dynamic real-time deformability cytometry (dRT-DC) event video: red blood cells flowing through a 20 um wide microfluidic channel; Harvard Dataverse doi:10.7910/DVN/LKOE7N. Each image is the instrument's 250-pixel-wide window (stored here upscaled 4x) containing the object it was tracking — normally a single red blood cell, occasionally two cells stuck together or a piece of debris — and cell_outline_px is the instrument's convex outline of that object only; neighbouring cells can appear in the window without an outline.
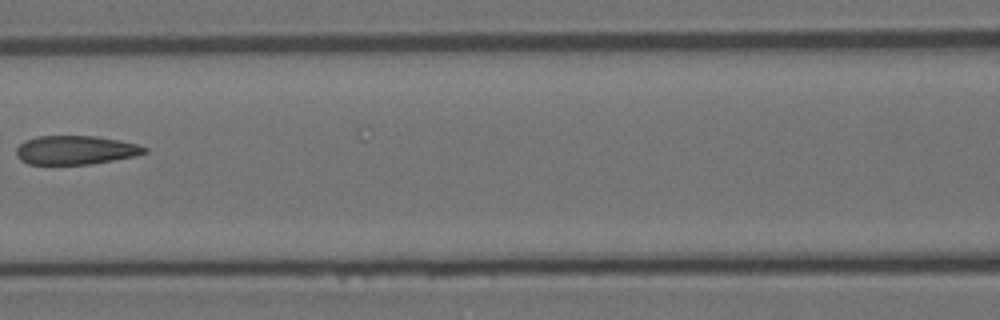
{"species": "Egyptian fruit bat (a non-hibernating species)", "species_latin": "Rousettus aegyptiacus", "temperature_condition": "room temperature", "stored_images_in_passage": 7, "camera_frame_rate_fps": 3000, "um_per_image_px": 0.085, "animal": {"sex": "female"}, "frame": {"image": 1, "passage_image": 7, "time_ms": 2.0, "image_size_px": [1000, 320], "cell_outline_px": [[148, 152], [136, 156], [92, 164], [28, 164], [20, 160], [16, 156], [16, 148], [24, 140], [36, 136], [96, 136], [120, 140], [136, 144], [148, 148]], "centroid_in_image_um": [6.42, 12.75], "position_along_channel_um": 160.2, "area_um2": 21.73}}